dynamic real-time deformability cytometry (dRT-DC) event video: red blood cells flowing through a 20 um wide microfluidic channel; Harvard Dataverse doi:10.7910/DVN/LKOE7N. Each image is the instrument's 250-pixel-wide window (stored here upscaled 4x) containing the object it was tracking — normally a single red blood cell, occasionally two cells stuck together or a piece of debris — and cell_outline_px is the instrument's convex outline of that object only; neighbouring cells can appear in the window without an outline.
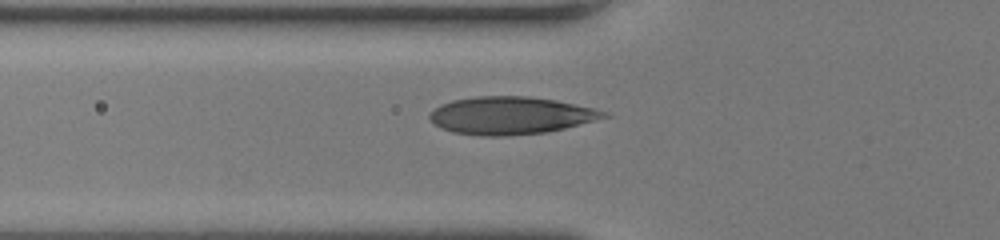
{"species": "human", "species_latin": "Homo sapiens", "temperature_condition": "room temperature", "stored_images_in_passage": 33, "camera_frame_rate_fps": 3000, "um_per_image_px": 0.085, "donor": {"sex": "female"}, "frame": {"image": 1, "passage_image": 2, "time_ms": 0.333, "image_size_px": [1000, 240], "cell_outline_px": [[612, 116], [548, 132], [508, 136], [480, 136], [452, 132], [440, 128], [428, 116], [440, 104], [452, 100], [476, 96], [528, 96], [556, 100], [592, 108], [608, 112]], "centroid_in_image_um": [43.41, 9.82], "position_along_channel_um": 82.4, "area_um2": 38.21}}
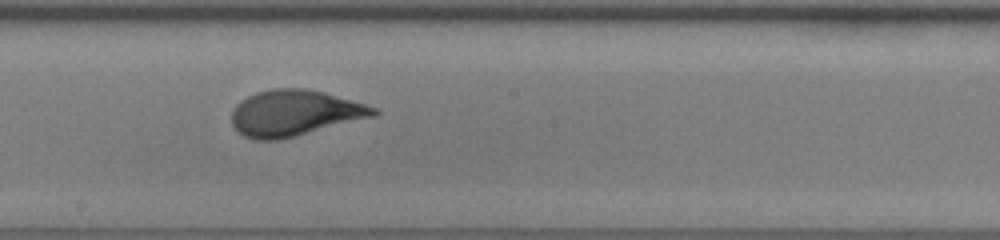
{"frame": {"image": 2, "passage_image": 12, "time_ms": 3.667, "image_size_px": [1000, 240], "cell_outline_px": [[380, 112], [376, 116], [276, 140], [252, 140], [244, 136], [232, 124], [232, 112], [236, 104], [240, 100], [256, 92], [272, 88], [304, 88], [324, 92], [364, 104], [376, 108]], "centroid_in_image_um": [25.01, 9.6], "position_along_channel_um": 223.2, "area_um2": 37.69}}
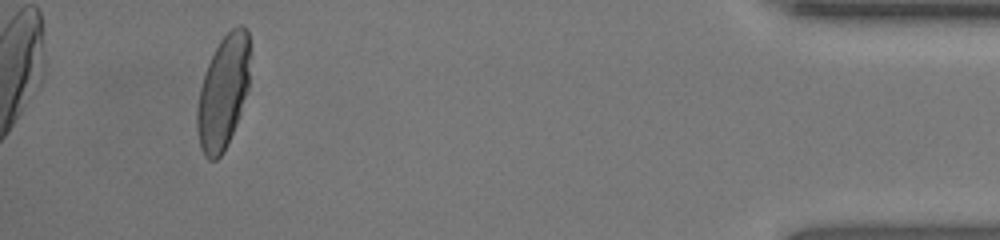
{"frame": {"image": 3, "passage_image": 30, "time_ms": 9.667, "image_size_px": [1000, 240], "cell_outline_px": [[248, 88], [236, 124], [228, 144], [224, 152], [216, 160], [208, 160], [204, 156], [200, 148], [196, 128], [196, 108], [200, 88], [208, 64], [220, 40], [232, 28], [240, 24], [248, 32]], "centroid_in_image_um": [18.93, 7.91], "position_along_channel_um": 416.3, "area_um2": 34.62}, "authors_computed_cell_mechanics": {"area_um2": 36.8186, "velocity_mm_per_s": 4.2427, "shape_relaxation_time_tau1_ms": 4.0479, "shape_relaxation_time_tau2_ms": null, "deformation_change_tau1": 0.1655, "deformation_change_tau2": null}}